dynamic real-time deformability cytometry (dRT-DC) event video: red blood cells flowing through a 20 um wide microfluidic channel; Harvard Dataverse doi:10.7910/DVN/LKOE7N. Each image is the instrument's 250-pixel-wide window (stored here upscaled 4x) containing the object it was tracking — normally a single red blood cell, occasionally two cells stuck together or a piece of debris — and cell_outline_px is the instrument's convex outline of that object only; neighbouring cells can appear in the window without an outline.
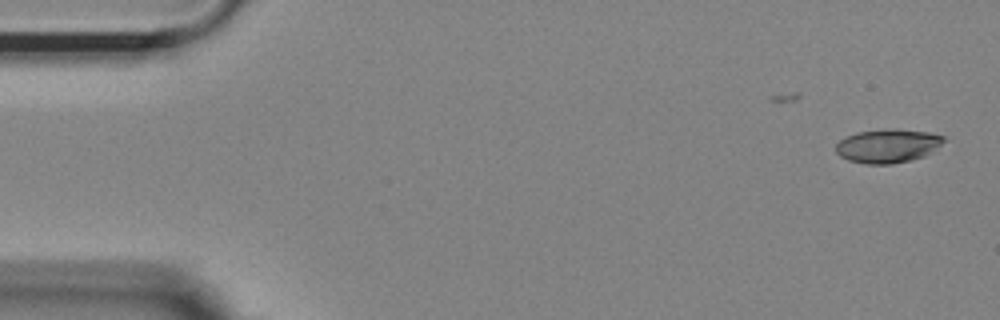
{"species": "Egyptian fruit bat (a non-hibernating species)", "species_latin": "Rousettus aegyptiacus", "temperature_condition": "room temperature", "stored_images_in_passage": 15, "camera_frame_rate_fps": 3000, "um_per_image_px": 0.085, "animal": {"sex": "female"}, "frame": {"image": 1, "passage_image": 1, "time_ms": 0.0, "image_size_px": [1000, 320], "cell_outline_px": [[944, 140], [936, 148], [924, 156], [912, 160], [892, 164], [868, 164], [848, 160], [840, 156], [836, 152], [836, 144], [840, 140], [856, 132], [888, 128], [896, 128], [928, 132], [944, 136]], "centroid_in_image_um": [75.44, 12.39], "position_along_channel_um": 9.6, "area_um2": 21.21}}
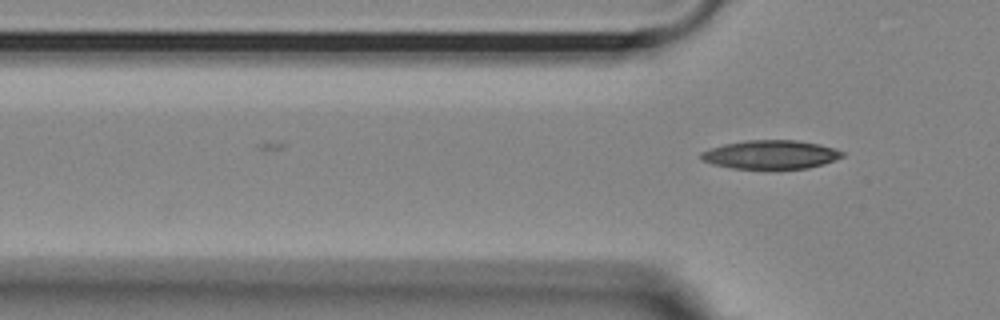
{"frame": {"image": 2, "passage_image": 15, "time_ms": 4.667, "image_size_px": [1000, 320], "cell_outline_px": [[844, 156], [824, 164], [808, 168], [732, 168], [712, 164], [700, 160], [700, 152], [724, 144], [744, 140], [796, 140], [820, 144], [844, 152]], "centroid_in_image_um": [65.49, 13.13], "position_along_channel_um": 60.3, "area_um2": 23.52}}